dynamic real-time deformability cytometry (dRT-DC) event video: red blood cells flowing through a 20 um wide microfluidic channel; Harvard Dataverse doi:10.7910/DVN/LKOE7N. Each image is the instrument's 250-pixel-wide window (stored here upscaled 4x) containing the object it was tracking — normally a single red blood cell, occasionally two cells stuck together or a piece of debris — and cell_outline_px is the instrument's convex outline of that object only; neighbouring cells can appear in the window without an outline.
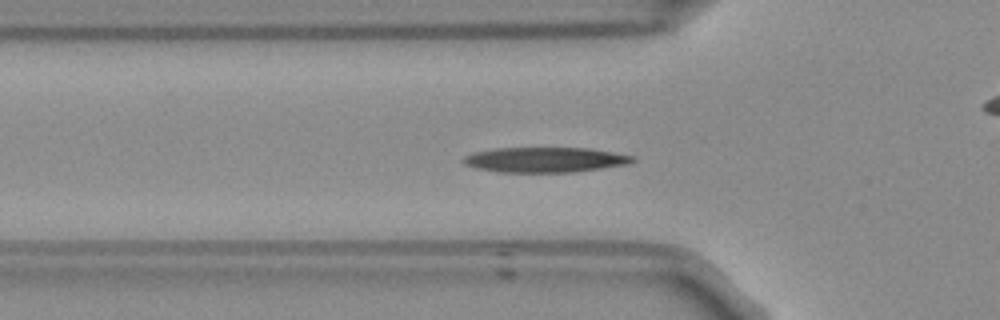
{"species": "Egyptian fruit bat (a non-hibernating species)", "species_latin": "Rousettus aegyptiacus", "temperature_condition": "room temperature", "stored_images_in_passage": 48, "camera_frame_rate_fps": 3000, "um_per_image_px": 0.085, "frame": {"image": 1, "passage_image": 11, "time_ms": 3.333, "image_size_px": [1000, 320], "cell_outline_px": [[636, 160], [628, 164], [572, 172], [500, 172], [476, 168], [464, 164], [460, 160], [464, 156], [472, 152], [496, 148], [588, 148], [612, 152], [632, 156]], "centroid_in_image_um": [46.26, 13.58], "position_along_channel_um": 79.5, "area_um2": 24.68}}
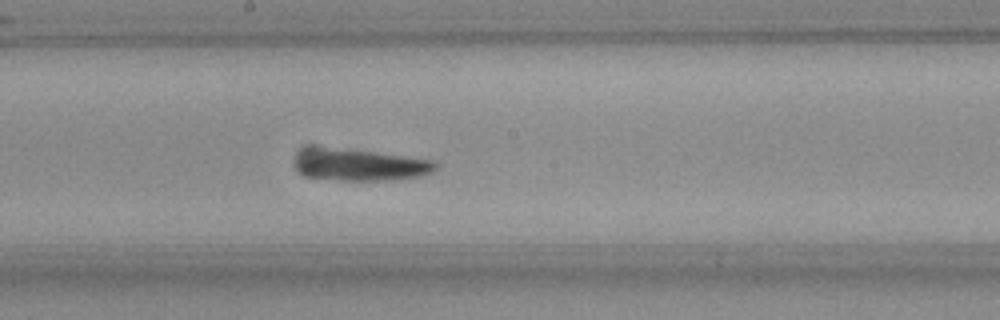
{"frame": {"image": 2, "passage_image": 22, "time_ms": 7.0, "image_size_px": [1000, 320], "cell_outline_px": [[440, 168], [432, 172], [420, 176], [392, 180], [336, 180], [304, 176], [296, 168], [296, 156], [300, 152], [308, 148], [312, 148], [372, 152], [436, 160]], "centroid_in_image_um": [30.67, 14.05], "position_along_channel_um": 217.5, "area_um2": 25.55}}
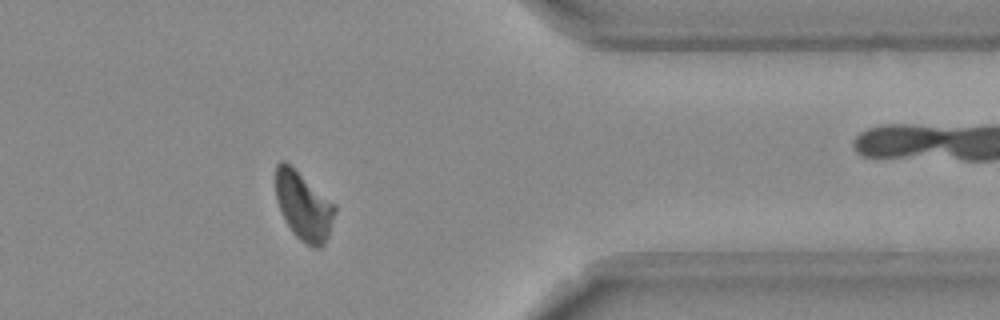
{"frame": {"image": 3, "passage_image": 37, "time_ms": 12.0, "image_size_px": [1000, 320], "cell_outline_px": [[336, 212], [328, 236], [324, 244], [320, 248], [312, 248], [304, 244], [292, 232], [276, 200], [276, 164], [280, 160], [284, 160], [336, 204]], "centroid_in_image_um": [25.82, 17.53], "position_along_channel_um": 385.6, "area_um2": 23.47}, "authors_computed_cell_mechanics": {"area_um2": 24.3916, "velocity_mm_per_s": 3.7466, "shape_relaxation_time_tau1_ms": 4.2143, "shape_relaxation_time_tau2_ms": 3.5979, "deformation_change_tau1": 0.1642, "deformation_change_tau2": 0.0949}}